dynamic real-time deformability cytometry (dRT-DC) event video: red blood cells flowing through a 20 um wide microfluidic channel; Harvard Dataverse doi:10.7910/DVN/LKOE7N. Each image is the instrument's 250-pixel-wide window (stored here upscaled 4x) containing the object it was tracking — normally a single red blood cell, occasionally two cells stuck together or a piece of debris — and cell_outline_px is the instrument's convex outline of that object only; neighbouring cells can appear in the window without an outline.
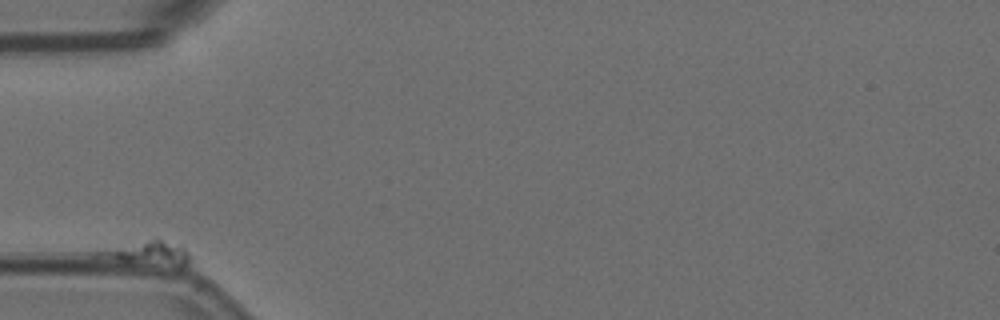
{"species": "Egyptian fruit bat (a non-hibernating species)", "species_latin": "Rousettus aegyptiacus", "temperature_condition": "room temperature", "stored_images_in_passage": 6, "camera_frame_rate_fps": 3000, "um_per_image_px": 0.085, "animal": {"sex": "female"}, "frame": {"image": 1, "passage_image": 1, "time_ms": 0.0, "image_size_px": [1000, 320], "cell_outline_px": [[188, 264], [184, 268], [180, 268], [120, 260], [92, 256], [92, 252], [152, 236], [184, 248], [188, 252]], "centroid_in_image_um": [12.55, 21.49], "position_along_channel_um": 72.5, "area_um2": 13.12}}
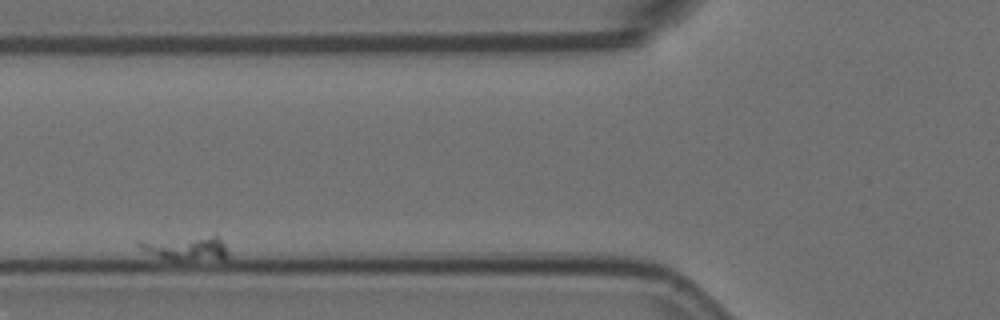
{"frame": {"image": 2, "passage_image": 3, "time_ms": 0.667, "image_size_px": [1000, 320], "cell_outline_px": [[228, 256], [224, 260], [172, 260], [160, 256], [140, 248], [136, 244], [136, 240], [216, 232], [224, 244], [228, 252]], "centroid_in_image_um": [15.89, 21.01], "position_along_channel_um": 109.9, "area_um2": 13.7}}
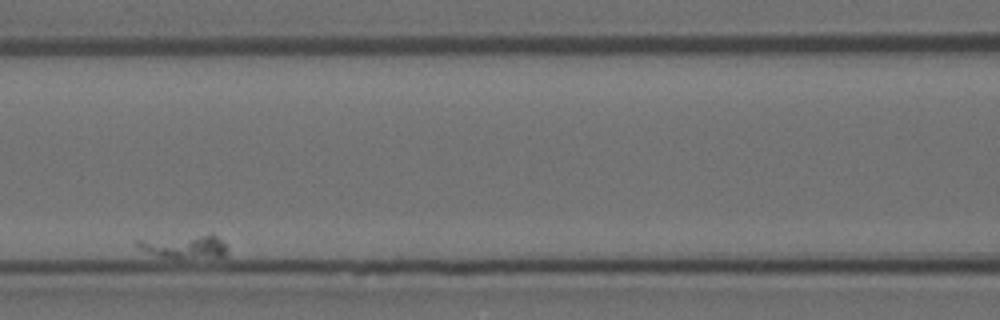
{"frame": {"image": 3, "passage_image": 5, "time_ms": 1.333, "image_size_px": [1000, 320], "cell_outline_px": [[228, 252], [224, 256], [176, 260], [160, 256], [148, 252], [140, 248], [136, 244], [136, 240], [212, 232], [224, 244]], "centroid_in_image_um": [15.72, 20.95], "position_along_channel_um": 150.9, "area_um2": 12.83}}